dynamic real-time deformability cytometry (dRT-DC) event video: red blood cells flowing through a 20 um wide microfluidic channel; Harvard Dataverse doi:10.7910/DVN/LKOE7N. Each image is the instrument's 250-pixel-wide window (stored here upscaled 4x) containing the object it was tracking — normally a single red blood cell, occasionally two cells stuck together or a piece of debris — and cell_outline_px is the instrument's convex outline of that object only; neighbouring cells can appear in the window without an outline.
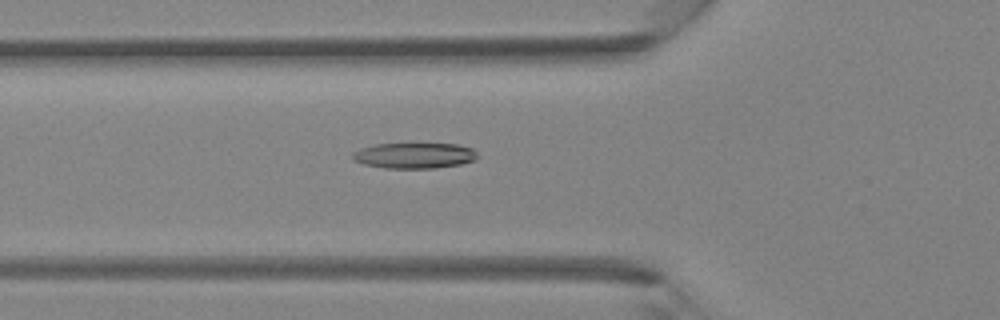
{"species": "Egyptian fruit bat (a non-hibernating species)", "species_latin": "Rousettus aegyptiacus", "temperature_condition": "room temperature", "stored_images_in_passage": 44, "camera_frame_rate_fps": 3000, "um_per_image_px": 0.085, "animal": {"sex": "female"}, "frame": {"image": 1, "passage_image": 16, "time_ms": 5.0, "image_size_px": [1000, 320], "cell_outline_px": [[480, 156], [476, 160], [460, 164], [436, 168], [384, 168], [364, 164], [352, 160], [352, 152], [360, 148], [376, 144], [456, 144], [472, 148]], "centroid_in_image_um": [35.22, 13.22], "position_along_channel_um": 90.6, "area_um2": 18.79}}
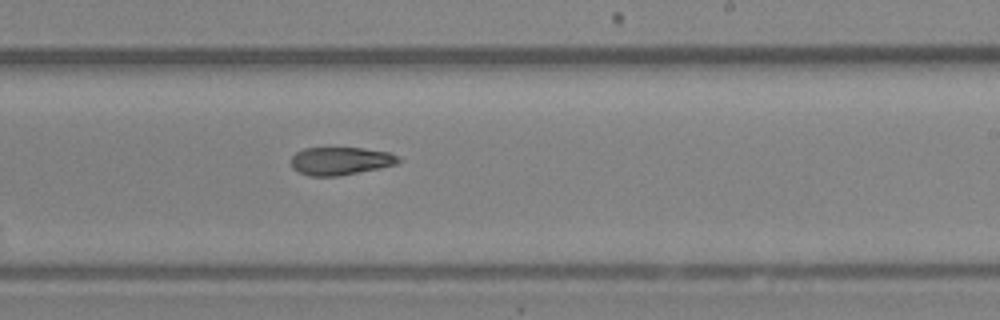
{"frame": {"image": 2, "passage_image": 27, "time_ms": 8.667, "image_size_px": [1000, 320], "cell_outline_px": [[404, 160], [396, 164], [380, 168], [336, 176], [308, 176], [292, 168], [292, 156], [296, 152], [304, 148], [364, 148], [388, 152]], "centroid_in_image_um": [28.95, 13.68], "position_along_channel_um": 260.1, "area_um2": 17.4}}
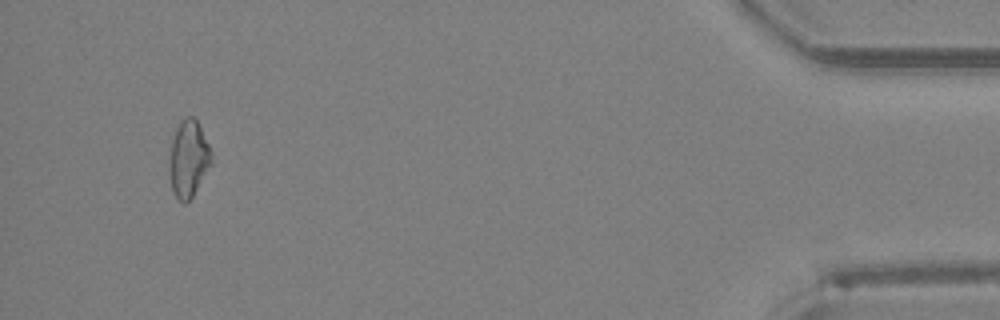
{"frame": {"image": 3, "passage_image": 42, "time_ms": 13.667, "image_size_px": [1000, 320], "cell_outline_px": [[212, 164], [192, 196], [184, 204], [172, 192], [168, 168], [168, 160], [172, 140], [176, 128], [180, 120], [188, 116], [192, 116], [196, 120], [212, 152]], "centroid_in_image_um": [16.0, 13.5], "position_along_channel_um": 419.2, "area_um2": 18.84}}